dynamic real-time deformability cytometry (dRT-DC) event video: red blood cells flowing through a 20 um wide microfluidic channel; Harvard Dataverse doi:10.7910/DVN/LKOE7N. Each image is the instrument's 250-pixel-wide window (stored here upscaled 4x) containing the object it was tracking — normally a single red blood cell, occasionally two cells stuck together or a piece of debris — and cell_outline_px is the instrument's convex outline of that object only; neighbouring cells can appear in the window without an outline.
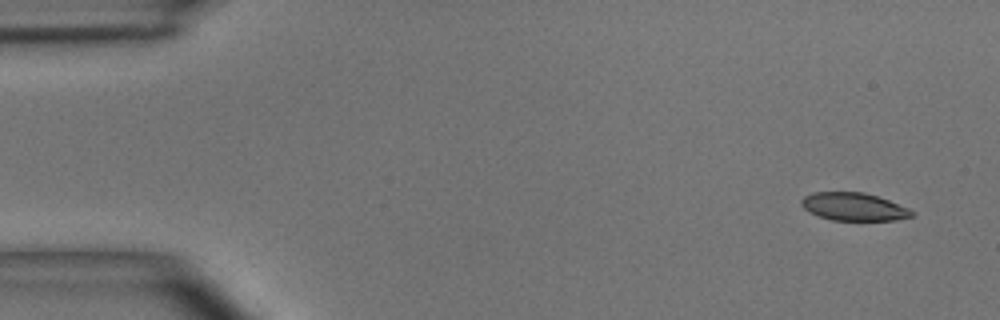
{"species": "common noctule bat (a hibernating species)", "species_latin": "Nyctalus noctula", "temperature_condition": "room temperature", "stored_images_in_passage": 4, "camera_frame_rate_fps": 3000, "um_per_image_px": 0.085, "animal": {"sex": "male", "body_mass_g": 15.6}, "frame": {"image": 1, "passage_image": 1, "time_ms": 0.0, "image_size_px": [1000, 320], "cell_outline_px": [[912, 216], [896, 220], [832, 220], [808, 212], [800, 204], [800, 200], [804, 196], [812, 192], [864, 192], [888, 200], [908, 208], [912, 212]], "centroid_in_image_um": [72.51, 17.56], "position_along_channel_um": 12.5, "area_um2": 17.8}}